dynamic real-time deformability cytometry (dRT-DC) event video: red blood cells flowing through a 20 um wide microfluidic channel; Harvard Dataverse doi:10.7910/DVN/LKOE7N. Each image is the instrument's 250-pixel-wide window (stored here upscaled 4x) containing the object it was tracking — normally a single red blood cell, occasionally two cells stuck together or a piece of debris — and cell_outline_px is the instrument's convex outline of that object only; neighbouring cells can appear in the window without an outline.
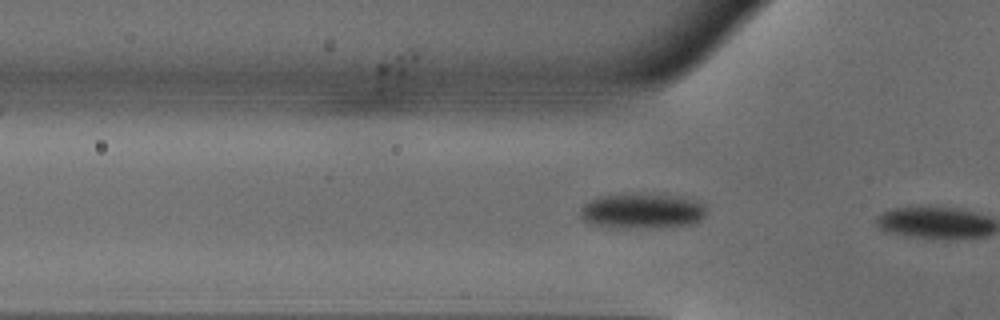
{"species": "common noctule bat (a hibernating species)", "species_latin": "Nyctalus noctula", "temperature_condition": "warm", "stored_images_in_passage": 11, "camera_frame_rate_fps": 3000, "um_per_image_px": 0.085, "animal": {"sex": "male", "body_mass_g": 18.8}, "frame": {"image": 1, "passage_image": 10, "time_ms": 3.0, "image_size_px": [1000, 320], "cell_outline_px": [[704, 216], [700, 220], [692, 224], [648, 228], [588, 224], [580, 216], [580, 208], [588, 200], [604, 196], [640, 192], [680, 196], [696, 200], [704, 204]], "centroid_in_image_um": [54.58, 17.9], "position_along_channel_um": 71.2, "area_um2": 25.89}}